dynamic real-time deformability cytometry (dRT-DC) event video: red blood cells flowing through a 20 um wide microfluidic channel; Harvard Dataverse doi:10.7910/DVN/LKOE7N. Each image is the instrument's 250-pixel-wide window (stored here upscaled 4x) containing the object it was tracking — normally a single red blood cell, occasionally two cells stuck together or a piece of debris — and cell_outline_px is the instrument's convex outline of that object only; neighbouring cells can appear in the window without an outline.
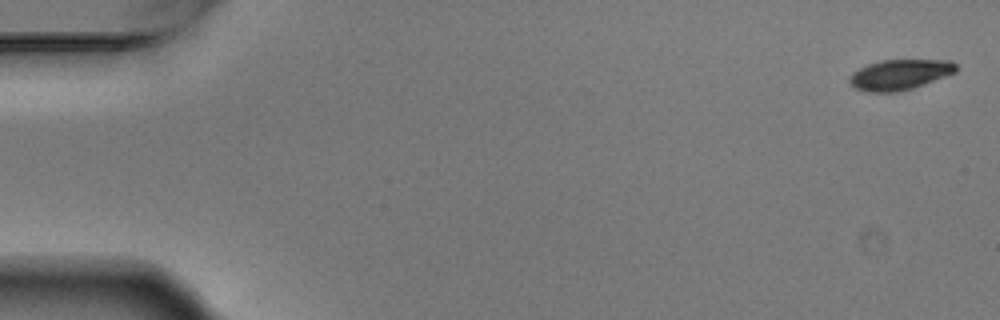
{"species": "Egyptian fruit bat (a non-hibernating species)", "species_latin": "Rousettus aegyptiacus", "temperature_condition": "warm", "stored_images_in_passage": 6, "camera_frame_rate_fps": 3000, "um_per_image_px": 0.085, "animal": {"sex": "male"}, "frame": {"image": 1, "passage_image": 1, "time_ms": 0.0, "image_size_px": [1000, 320], "cell_outline_px": [[956, 72], [912, 88], [896, 92], [868, 92], [856, 88], [848, 80], [852, 72], [868, 64], [880, 60], [952, 60], [956, 64]], "centroid_in_image_um": [76.47, 6.33], "position_along_channel_um": 8.5, "area_um2": 18.67}}
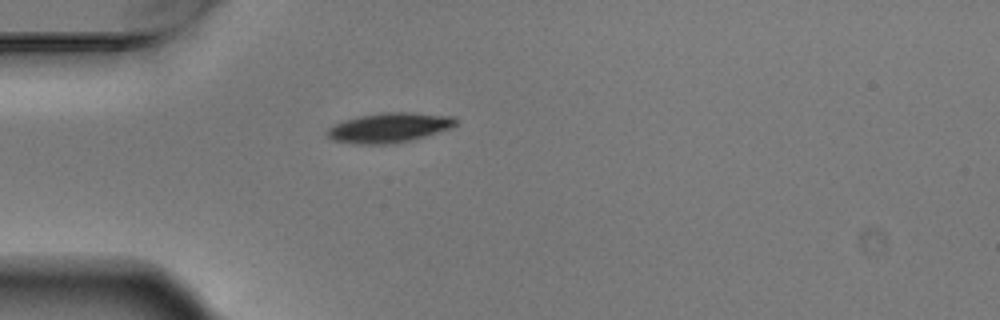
{"frame": {"image": 2, "passage_image": 5, "time_ms": 1.333, "image_size_px": [1000, 320], "cell_outline_px": [[456, 124], [452, 128], [412, 140], [388, 144], [360, 144], [332, 140], [328, 136], [328, 128], [332, 124], [344, 120], [360, 116], [380, 112], [412, 112], [456, 116]], "centroid_in_image_um": [33.11, 10.84], "position_along_channel_um": 51.9, "area_um2": 22.37}}